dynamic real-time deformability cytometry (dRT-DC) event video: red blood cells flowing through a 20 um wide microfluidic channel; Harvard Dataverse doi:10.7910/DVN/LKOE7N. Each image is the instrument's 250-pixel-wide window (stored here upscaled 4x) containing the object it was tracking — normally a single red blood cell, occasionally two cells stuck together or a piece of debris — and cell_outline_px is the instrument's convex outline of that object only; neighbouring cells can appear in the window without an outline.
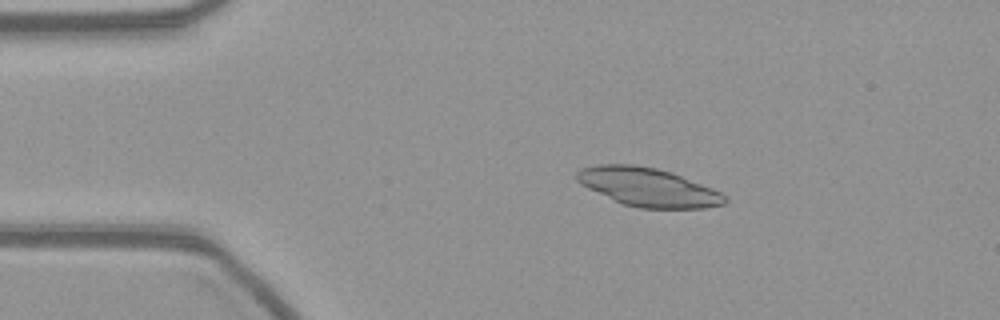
{"species": "common noctule bat (a hibernating species)", "species_latin": "Nyctalus noctula", "temperature_condition": "warm", "stored_images_in_passage": 55, "camera_frame_rate_fps": 3000, "um_per_image_px": 0.085, "animal": {"sex": "female", "body_mass_g": 21.9}, "frame": {"image": 1, "passage_image": 10, "time_ms": 3.0, "image_size_px": [1000, 320], "cell_outline_px": [[728, 200], [724, 204], [704, 208], [640, 208], [624, 204], [588, 188], [580, 184], [576, 180], [576, 172], [580, 168], [600, 164], [632, 164], [656, 168], [672, 172], [712, 188], [728, 196]], "centroid_in_image_um": [55.1, 15.9], "position_along_channel_um": 29.9, "area_um2": 33.12}}